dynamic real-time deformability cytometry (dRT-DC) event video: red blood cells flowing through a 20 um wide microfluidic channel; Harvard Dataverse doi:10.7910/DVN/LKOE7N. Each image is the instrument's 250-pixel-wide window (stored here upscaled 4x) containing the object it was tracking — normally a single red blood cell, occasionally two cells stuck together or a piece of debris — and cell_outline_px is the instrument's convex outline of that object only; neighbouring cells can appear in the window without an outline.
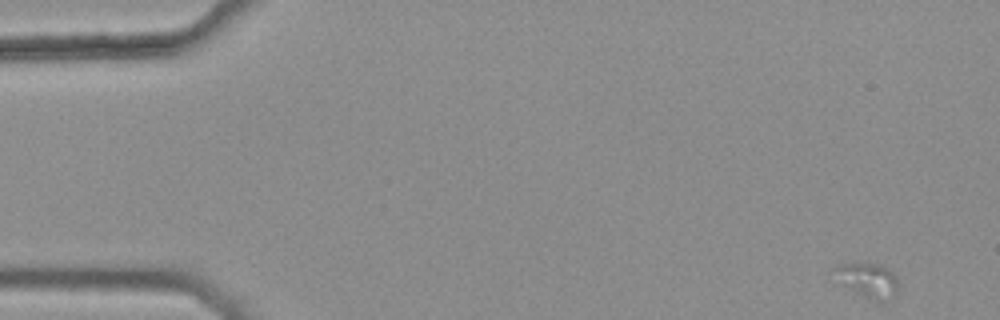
{"species": "common noctule bat (a hibernating species)", "species_latin": "Nyctalus noctula", "temperature_condition": "warm", "stored_images_in_passage": 43, "camera_frame_rate_fps": 3000, "um_per_image_px": 0.085, "animal": {"sex": "female", "body_mass_g": 25.1}, "frame": {"image": 1, "passage_image": 1, "time_ms": 0.0, "image_size_px": [1000, 320], "cell_outline_px": [[900, 284], [896, 292], [880, 304], [868, 300], [828, 272], [832, 268], [840, 264], [864, 260], [880, 264], [888, 268], [896, 276]], "centroid_in_image_um": [73.76, 23.76], "position_along_channel_um": 11.2, "area_um2": 13.53}}